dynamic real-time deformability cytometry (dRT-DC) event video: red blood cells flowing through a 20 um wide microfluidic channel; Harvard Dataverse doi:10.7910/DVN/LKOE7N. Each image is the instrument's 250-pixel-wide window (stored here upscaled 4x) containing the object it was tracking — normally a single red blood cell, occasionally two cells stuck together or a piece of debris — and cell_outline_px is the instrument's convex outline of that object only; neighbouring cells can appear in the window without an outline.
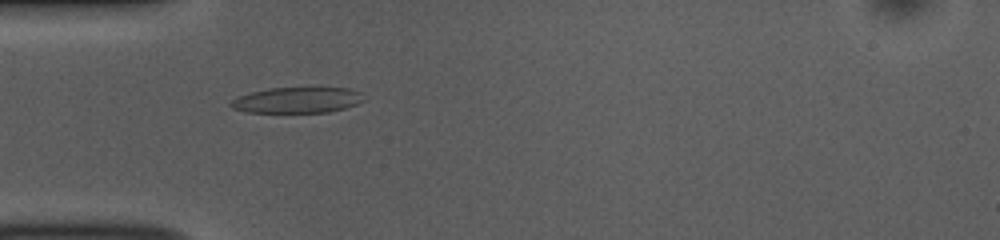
{"species": "common noctule bat (a hibernating species)", "species_latin": "Nyctalus noctula", "temperature_condition": "room temperature", "stored_images_in_passage": 50, "camera_frame_rate_fps": 3000, "um_per_image_px": 0.085, "animal": {"sex": "female", "body_mass_g": 10.0, "forearm_length_mm": 53.1}, "frame": {"image": 1, "passage_image": 13, "time_ms": 4.0, "image_size_px": [1000, 240], "cell_outline_px": [[364, 100], [356, 104], [344, 108], [328, 112], [244, 112], [232, 108], [228, 104], [236, 96], [268, 88], [348, 88], [360, 92]], "centroid_in_image_um": [25.21, 8.51], "position_along_channel_um": 59.8, "area_um2": 19.88}}
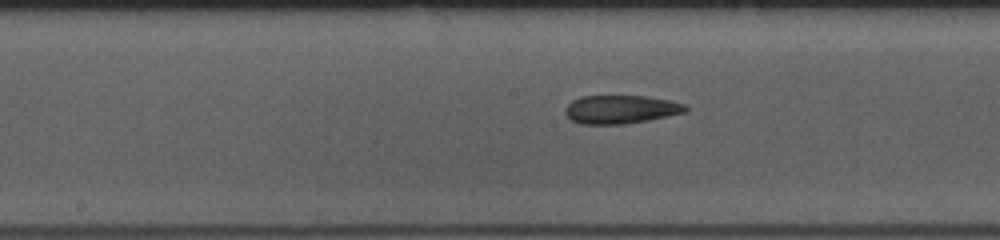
{"frame": {"image": 2, "passage_image": 24, "time_ms": 7.667, "image_size_px": [1000, 240], "cell_outline_px": [[688, 108], [684, 112], [668, 116], [648, 120], [624, 124], [580, 124], [572, 120], [564, 112], [564, 108], [572, 100], [580, 96], [644, 96], [672, 100], [688, 104]], "centroid_in_image_um": [52.77, 9.29], "position_along_channel_um": 195.4, "area_um2": 20.06}}
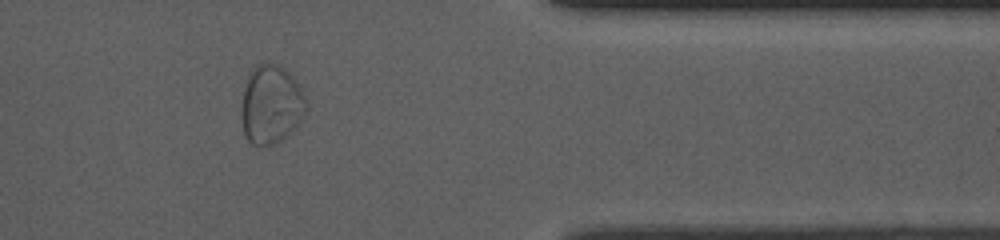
{"frame": {"image": 3, "passage_image": 41, "time_ms": 13.333, "image_size_px": [1000, 240], "cell_outline_px": [[304, 112], [300, 120], [280, 140], [272, 144], [252, 144], [244, 136], [240, 108], [244, 88], [248, 76], [252, 68], [256, 64], [272, 60], [280, 64], [292, 76], [300, 88], [304, 96]], "centroid_in_image_um": [22.97, 8.81], "position_along_channel_um": 388.4, "area_um2": 29.36}, "authors_computed_cell_mechanics": {"area_um2": 21.386, "velocity_mm_per_s": 3.7549, "shape_relaxation_time_tau1_ms": null, "shape_relaxation_time_tau2_ms": 1.7778, "deformation_change_tau1": null, "deformation_change_tau2": 0.0652}}